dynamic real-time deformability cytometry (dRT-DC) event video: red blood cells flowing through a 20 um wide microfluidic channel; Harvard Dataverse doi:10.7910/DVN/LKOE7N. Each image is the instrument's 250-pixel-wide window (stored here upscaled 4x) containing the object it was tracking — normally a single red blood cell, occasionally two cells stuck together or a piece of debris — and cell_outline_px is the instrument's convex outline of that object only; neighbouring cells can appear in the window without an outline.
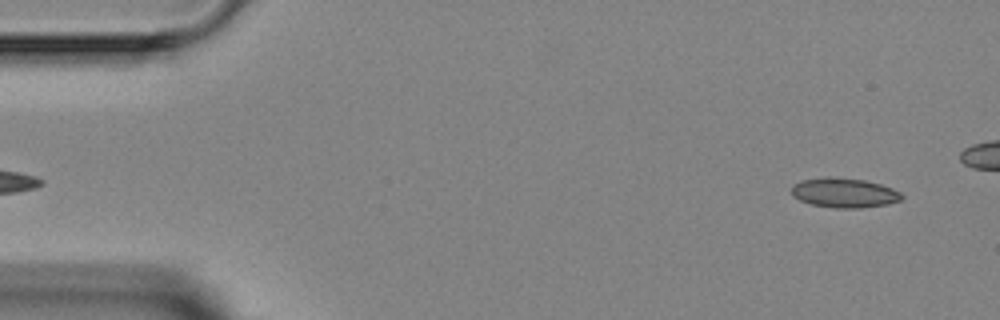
{"species": "Egyptian fruit bat (a non-hibernating species)", "species_latin": "Rousettus aegyptiacus", "temperature_condition": "room temperature", "stored_images_in_passage": 3, "segment_of_instrument_passage": [2, 2], "camera_frame_rate_fps": 3000, "um_per_image_px": 0.085, "animal": {"sex": "female"}, "frame": {"image": 1, "passage_image": 3, "time_ms": 3.0, "image_size_px": [1000, 320], "cell_outline_px": [[904, 196], [900, 200], [888, 204], [860, 208], [832, 208], [812, 204], [800, 200], [792, 196], [792, 184], [800, 180], [824, 176], [828, 176], [864, 180], [880, 184], [892, 188], [900, 192]], "centroid_in_image_um": [71.73, 16.38], "position_along_channel_um": 13.3, "area_um2": 19.19}}